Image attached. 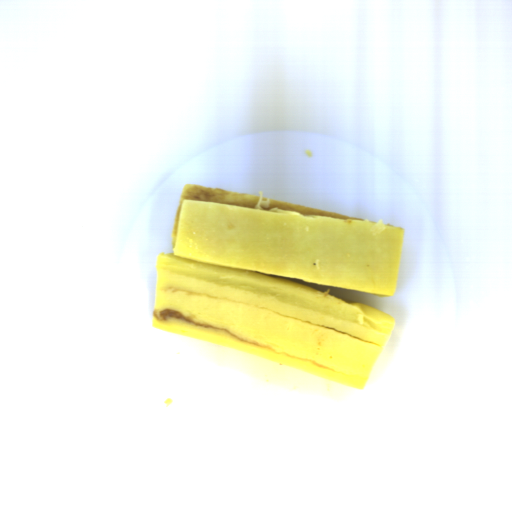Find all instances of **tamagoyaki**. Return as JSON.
I'll list each match as a JSON object with an SVG mask.
<instances>
[{"instance_id":"obj_1","label":"tamagoyaki","mask_w":512,"mask_h":512,"mask_svg":"<svg viewBox=\"0 0 512 512\" xmlns=\"http://www.w3.org/2000/svg\"><path fill=\"white\" fill-rule=\"evenodd\" d=\"M404 236L380 219L188 183L172 252L155 260L153 327L365 390L396 319L303 283L392 297Z\"/></svg>"}]
</instances>
